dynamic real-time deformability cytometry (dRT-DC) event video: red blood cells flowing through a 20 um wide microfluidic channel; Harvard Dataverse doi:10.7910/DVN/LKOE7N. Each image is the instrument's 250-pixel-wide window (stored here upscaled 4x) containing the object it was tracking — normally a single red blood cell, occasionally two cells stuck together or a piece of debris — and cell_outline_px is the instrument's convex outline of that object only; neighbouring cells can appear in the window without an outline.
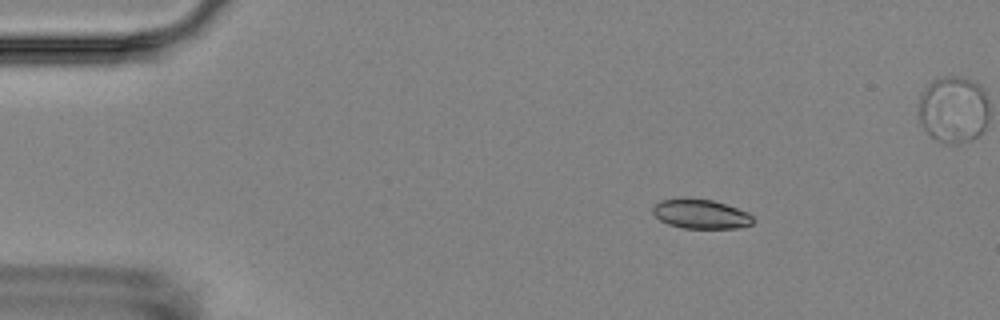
{"species": "Egyptian fruit bat (a non-hibernating species)", "species_latin": "Rousettus aegyptiacus", "temperature_condition": "room temperature", "stored_images_in_passage": 7, "camera_frame_rate_fps": 3000, "um_per_image_px": 0.085, "animal": {"sex": "female"}, "frame": {"image": 1, "passage_image": 1, "time_ms": 0.0, "image_size_px": [1000, 320], "cell_outline_px": [[752, 224], [736, 228], [684, 228], [668, 224], [660, 220], [652, 212], [652, 208], [660, 200], [712, 200], [748, 212], [752, 216]], "centroid_in_image_um": [59.57, 18.22], "position_along_channel_um": 25.4, "area_um2": 16.53}}
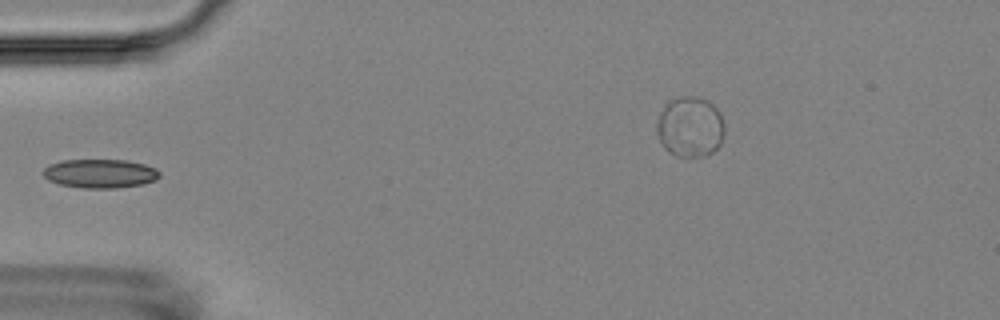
{"frame": {"image": 2, "passage_image": 4, "time_ms": 3.333, "image_size_px": [1000, 320], "cell_outline_px": [[160, 176], [156, 180], [144, 184], [116, 188], [80, 188], [60, 184], [48, 180], [44, 176], [44, 168], [48, 164], [60, 160], [128, 160], [144, 164], [156, 168], [160, 172]], "centroid_in_image_um": [8.52, 14.75], "position_along_channel_um": 76.5, "area_um2": 19.77}}
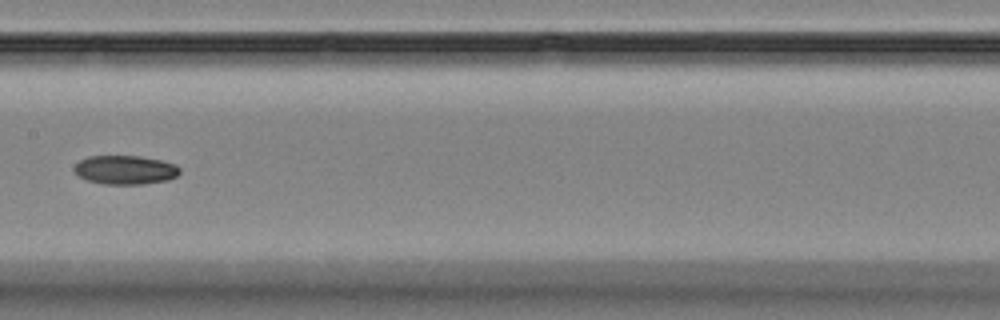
{"frame": {"image": 3, "passage_image": 7, "time_ms": 6.667, "image_size_px": [1000, 320], "cell_outline_px": [[180, 172], [176, 176], [168, 180], [144, 184], [104, 184], [88, 180], [80, 176], [72, 168], [80, 160], [88, 156], [140, 156], [160, 160], [176, 164], [180, 168]], "centroid_in_image_um": [10.66, 14.44], "position_along_channel_um": 196.7, "area_um2": 17.74}}